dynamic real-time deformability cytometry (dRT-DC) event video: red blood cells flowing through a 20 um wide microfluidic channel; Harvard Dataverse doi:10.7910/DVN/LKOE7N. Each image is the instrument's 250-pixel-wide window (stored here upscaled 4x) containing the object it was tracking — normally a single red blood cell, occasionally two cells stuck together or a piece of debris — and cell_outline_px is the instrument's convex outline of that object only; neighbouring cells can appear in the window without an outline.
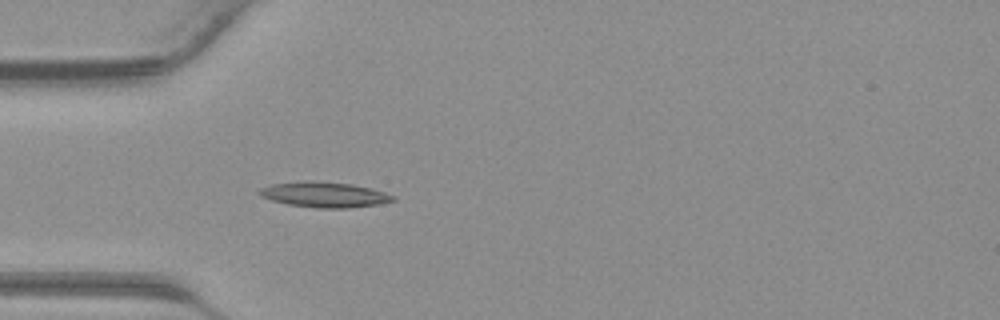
{"species": "common noctule bat (a hibernating species)", "species_latin": "Nyctalus noctula", "temperature_condition": "warm", "stored_images_in_passage": 33, "camera_frame_rate_fps": 3000, "um_per_image_px": 0.085, "animal": {"sex": "male", "body_mass_g": 23.1, "forearm_length_mm": 52.7}, "frame": {"image": 1, "passage_image": 5, "time_ms": 1.333, "image_size_px": [1000, 320], "cell_outline_px": [[396, 200], [376, 204], [348, 208], [316, 208], [288, 204], [272, 200], [260, 196], [256, 192], [260, 188], [272, 184], [304, 180], [312, 180], [352, 184], [372, 188], [396, 196]], "centroid_in_image_um": [27.55, 16.53], "position_along_channel_um": 57.4, "area_um2": 19.88}}
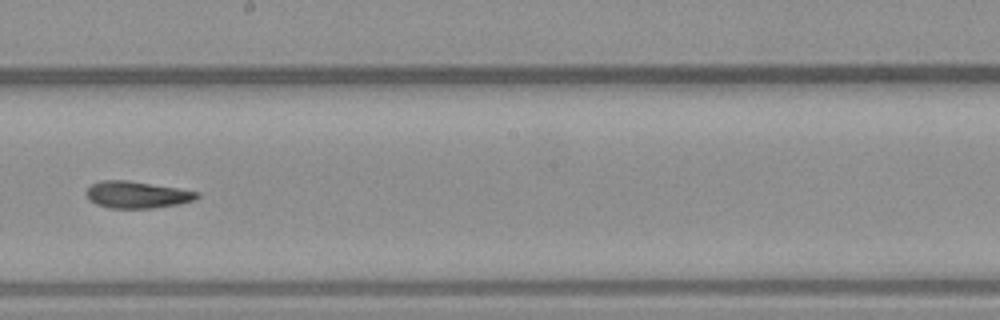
{"frame": {"image": 2, "passage_image": 16, "time_ms": 5.0, "image_size_px": [1000, 320], "cell_outline_px": [[200, 196], [192, 200], [180, 204], [152, 208], [112, 208], [96, 204], [88, 200], [84, 192], [92, 184], [100, 180], [128, 180], [200, 192]], "centroid_in_image_um": [11.6, 16.55], "position_along_channel_um": 236.6, "area_um2": 17.34}}
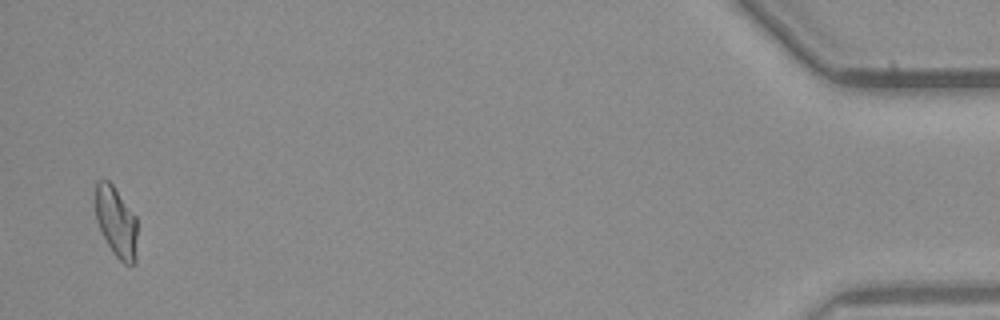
{"frame": {"image": 3, "passage_image": 33, "time_ms": 10.667, "image_size_px": [1000, 320], "cell_outline_px": [[136, 260], [132, 264], [124, 264], [112, 252], [96, 220], [96, 180], [108, 180], [112, 184], [136, 216]], "centroid_in_image_um": [9.88, 18.86], "position_along_channel_um": 425.3, "area_um2": 16.94}}